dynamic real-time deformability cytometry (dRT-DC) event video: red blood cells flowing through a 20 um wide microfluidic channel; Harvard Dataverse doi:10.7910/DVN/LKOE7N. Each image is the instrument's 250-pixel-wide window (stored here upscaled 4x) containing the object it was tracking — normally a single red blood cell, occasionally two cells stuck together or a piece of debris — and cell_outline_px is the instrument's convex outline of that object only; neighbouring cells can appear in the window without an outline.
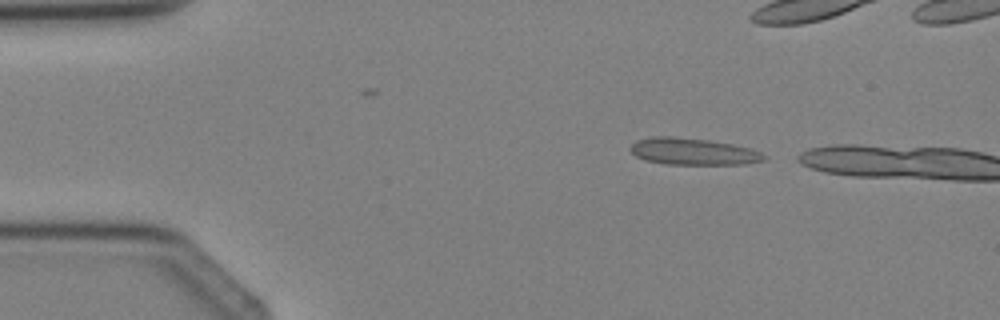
{"species": "Egyptian fruit bat (a non-hibernating species)", "species_latin": "Rousettus aegyptiacus", "temperature_condition": "cold", "stored_images_in_passage": 3, "camera_frame_rate_fps": 3000, "um_per_image_px": 0.085, "animal": {"sex": "female"}, "frame": {"image": 1, "passage_image": 1, "time_ms": 0.0, "image_size_px": [1000, 320], "cell_outline_px": [[768, 156], [764, 160], [744, 164], [664, 164], [644, 160], [636, 156], [628, 148], [636, 140], [652, 136], [672, 136], [708, 140], [732, 144], [748, 148], [760, 152]], "centroid_in_image_um": [58.86, 12.88], "position_along_channel_um": 26.1, "area_um2": 20.87}}